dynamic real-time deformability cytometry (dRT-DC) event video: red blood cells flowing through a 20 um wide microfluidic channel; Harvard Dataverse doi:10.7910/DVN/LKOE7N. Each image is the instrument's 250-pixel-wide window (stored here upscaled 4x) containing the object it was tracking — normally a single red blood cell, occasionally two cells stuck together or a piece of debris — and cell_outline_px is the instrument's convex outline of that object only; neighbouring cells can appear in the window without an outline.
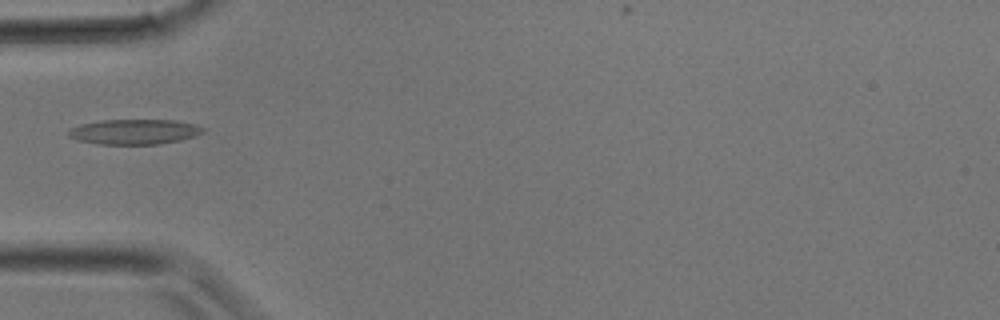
{"species": "common noctule bat (a hibernating species)", "species_latin": "Nyctalus noctula", "temperature_condition": "room temperature", "stored_images_in_passage": 23, "camera_frame_rate_fps": 3000, "um_per_image_px": 0.085, "animal": {"sex": "male", "body_mass_g": 17.9}, "frame": {"image": 1, "passage_image": 1, "time_ms": 0.0, "image_size_px": [1000, 320], "cell_outline_px": [[204, 132], [180, 140], [160, 144], [100, 144], [76, 140], [68, 136], [68, 128], [80, 124], [100, 120], [176, 120], [196, 124], [204, 128]], "centroid_in_image_um": [11.38, 11.19], "position_along_channel_um": 73.6, "area_um2": 19.77}}
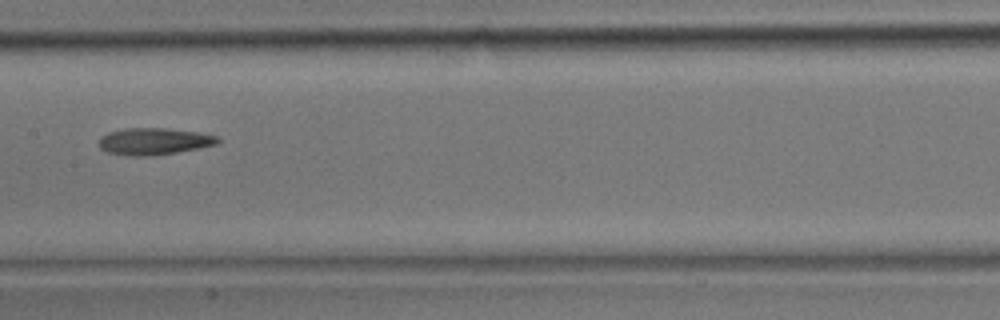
{"frame": {"image": 2, "passage_image": 7, "time_ms": 2.0, "image_size_px": [1000, 320], "cell_outline_px": [[220, 140], [216, 144], [176, 152], [152, 156], [132, 156], [108, 152], [100, 148], [100, 136], [108, 132], [124, 128], [164, 128], [196, 132], [216, 136]], "centroid_in_image_um": [13.04, 12.01], "position_along_channel_um": 194.4, "area_um2": 18.32}}
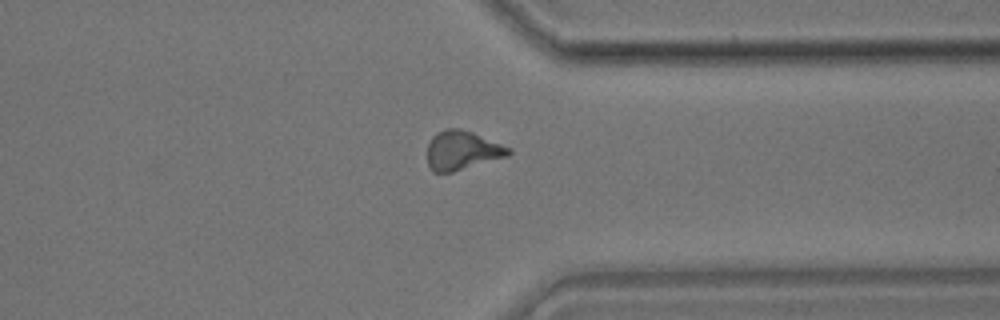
{"frame": {"image": 3, "passage_image": 16, "time_ms": 5.0, "image_size_px": [1000, 320], "cell_outline_px": [[512, 152], [508, 156], [452, 172], [432, 172], [428, 164], [428, 144], [432, 136], [436, 132], [444, 128], [460, 128], [472, 132], [512, 148]], "centroid_in_image_um": [39.28, 12.77], "position_along_channel_um": 372.1, "area_um2": 18.55}}